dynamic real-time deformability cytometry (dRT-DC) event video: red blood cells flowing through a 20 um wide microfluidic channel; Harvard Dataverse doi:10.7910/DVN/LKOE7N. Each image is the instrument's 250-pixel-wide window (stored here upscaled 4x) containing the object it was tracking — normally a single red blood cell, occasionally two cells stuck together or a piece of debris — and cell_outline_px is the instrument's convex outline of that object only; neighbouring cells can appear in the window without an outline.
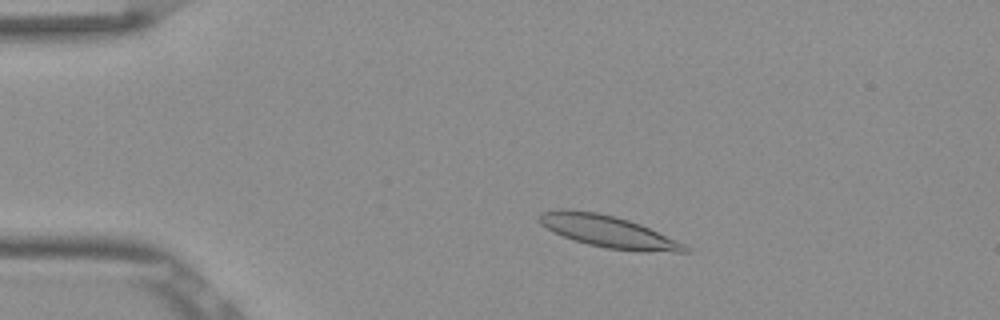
{"species": "Egyptian fruit bat (a non-hibernating species)", "species_latin": "Rousettus aegyptiacus", "temperature_condition": "room temperature", "stored_images_in_passage": 51, "camera_frame_rate_fps": 3000, "um_per_image_px": 0.085, "frame": {"image": 1, "passage_image": 9, "time_ms": 2.667, "image_size_px": [1000, 320], "cell_outline_px": [[688, 252], [676, 252], [608, 248], [588, 244], [552, 232], [540, 224], [536, 220], [536, 216], [540, 212], [560, 208], [564, 208], [596, 212], [616, 216], [640, 224], [676, 240], [684, 244], [688, 248]], "centroid_in_image_um": [51.56, 19.63], "position_along_channel_um": 33.4, "area_um2": 26.7}}
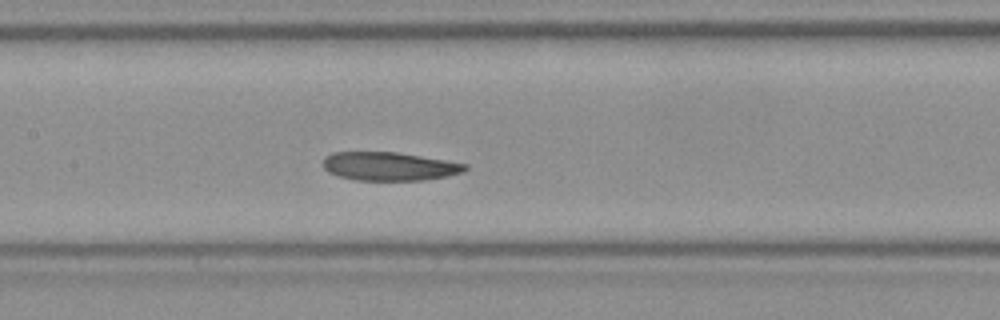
{"frame": {"image": 2, "passage_image": 24, "time_ms": 7.667, "image_size_px": [1000, 320], "cell_outline_px": [[468, 168], [464, 172], [424, 180], [356, 180], [340, 176], [328, 172], [324, 168], [324, 156], [332, 152], [396, 152], [468, 164]], "centroid_in_image_um": [33.08, 14.13], "position_along_channel_um": 174.3, "area_um2": 23.41}}
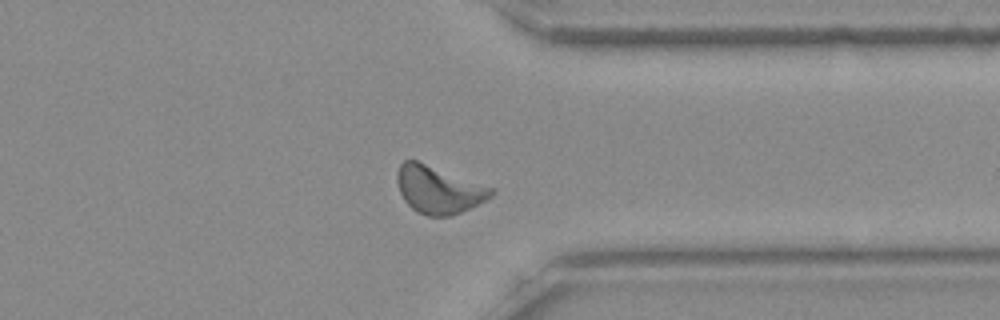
{"frame": {"image": 3, "passage_image": 40, "time_ms": 13.0, "image_size_px": [1000, 320], "cell_outline_px": [[496, 192], [488, 200], [460, 212], [448, 216], [428, 216], [416, 212], [404, 200], [400, 192], [396, 180], [396, 172], [400, 164], [404, 160], [416, 160], [496, 188]], "centroid_in_image_um": [37.3, 16.12], "position_along_channel_um": 374.1, "area_um2": 26.24}, "authors_computed_cell_mechanics": {"area_um2": 24.3338, "velocity_mm_per_s": 3.7967, "shape_relaxation_time_tau1_ms": null, "shape_relaxation_time_tau2_ms": 7.1729, "deformation_change_tau1": null, "deformation_change_tau2": 0.1188}}